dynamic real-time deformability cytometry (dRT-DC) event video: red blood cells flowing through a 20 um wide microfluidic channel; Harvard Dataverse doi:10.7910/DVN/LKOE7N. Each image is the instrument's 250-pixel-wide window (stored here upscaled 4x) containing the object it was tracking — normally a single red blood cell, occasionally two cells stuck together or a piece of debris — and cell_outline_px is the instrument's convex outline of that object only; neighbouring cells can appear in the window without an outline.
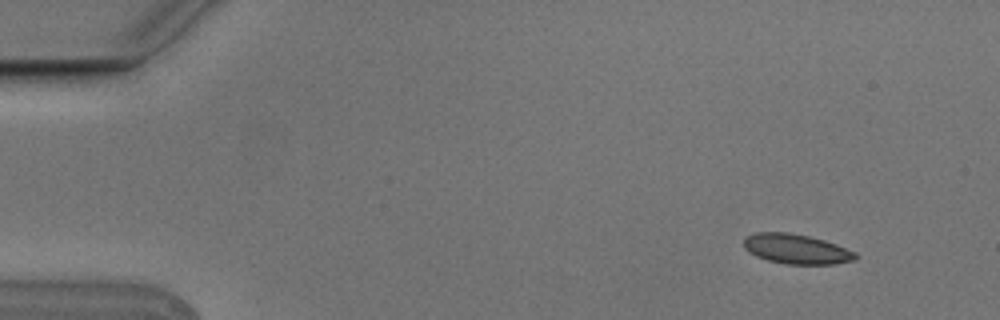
{"species": "Egyptian fruit bat (a non-hibernating species)", "species_latin": "Rousettus aegyptiacus", "temperature_condition": "cold", "stored_images_in_passage": 8, "camera_frame_rate_fps": 3000, "um_per_image_px": 0.085, "animal": {"sex": "male"}, "frame": {"image": 1, "passage_image": 1, "time_ms": 0.0, "image_size_px": [1000, 320], "cell_outline_px": [[860, 256], [856, 260], [836, 264], [784, 264], [768, 260], [756, 256], [748, 252], [744, 248], [744, 240], [748, 236], [756, 232], [788, 232], [808, 236], [824, 240], [836, 244], [856, 252]], "centroid_in_image_um": [67.73, 21.17], "position_along_channel_um": 17.3, "area_um2": 19.54}}
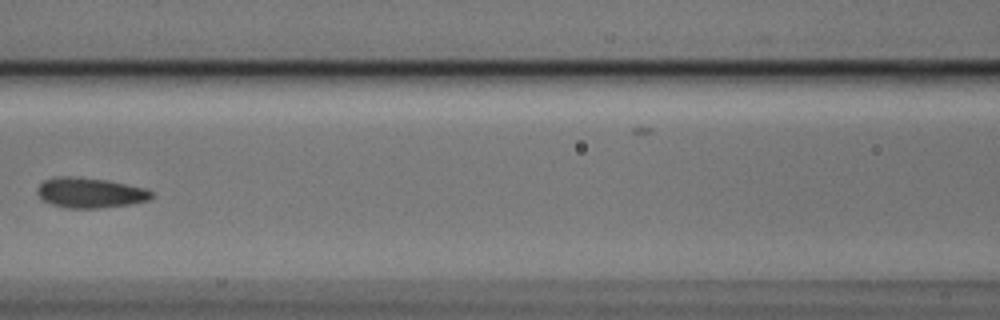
{"frame": {"image": 2, "passage_image": 6, "time_ms": 1.667, "image_size_px": [1000, 320], "cell_outline_px": [[152, 196], [148, 200], [132, 204], [100, 208], [68, 208], [52, 204], [44, 200], [36, 192], [36, 188], [44, 180], [56, 176], [72, 176], [108, 180], [144, 188], [152, 192]], "centroid_in_image_um": [7.64, 16.38], "position_along_channel_um": 159.0, "area_um2": 20.06}}
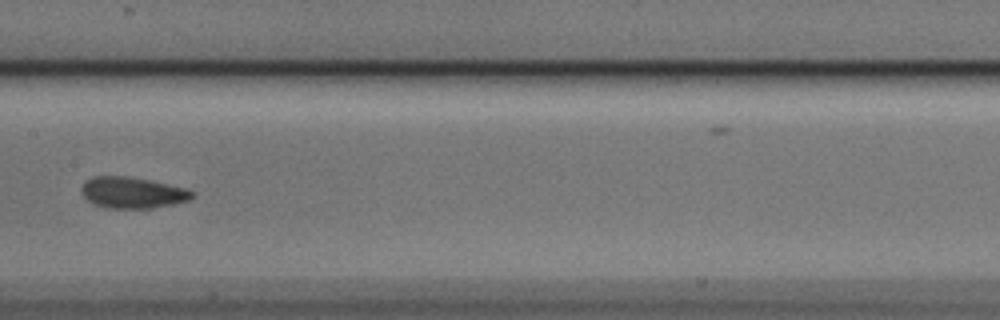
{"frame": {"image": 3, "passage_image": 7, "time_ms": 2.0, "image_size_px": [1000, 320], "cell_outline_px": [[196, 196], [188, 200], [172, 204], [152, 208], [104, 208], [92, 204], [80, 192], [80, 188], [88, 180], [96, 176], [124, 176], [148, 180], [188, 188], [196, 192]], "centroid_in_image_um": [11.28, 16.38], "position_along_channel_um": 196.1, "area_um2": 20.17}}